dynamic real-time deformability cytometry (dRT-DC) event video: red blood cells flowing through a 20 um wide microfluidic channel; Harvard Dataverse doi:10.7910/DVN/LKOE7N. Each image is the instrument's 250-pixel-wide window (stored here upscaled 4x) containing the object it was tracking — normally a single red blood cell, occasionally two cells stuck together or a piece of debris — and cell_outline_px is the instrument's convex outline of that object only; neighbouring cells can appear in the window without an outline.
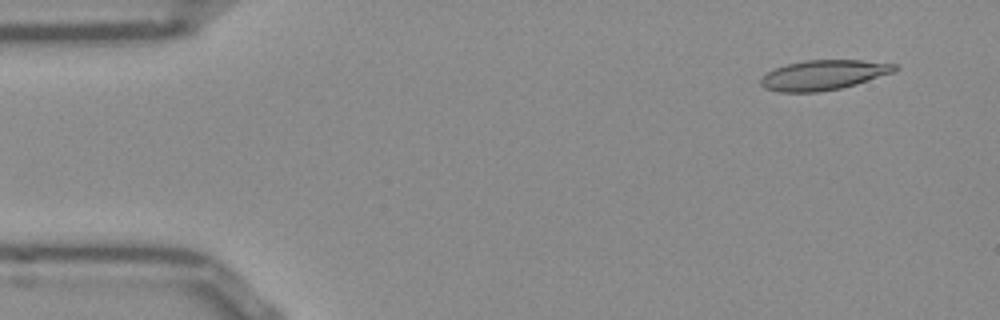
{"species": "Egyptian fruit bat (a non-hibernating species)", "species_latin": "Rousettus aegyptiacus", "temperature_condition": "room temperature", "stored_images_in_passage": 52, "camera_frame_rate_fps": 3000, "um_per_image_px": 0.085, "frame": {"image": 1, "passage_image": 4, "time_ms": 1.0, "image_size_px": [1000, 320], "cell_outline_px": [[900, 68], [892, 72], [856, 84], [840, 88], [820, 92], [780, 92], [764, 88], [760, 84], [760, 80], [768, 72], [776, 68], [788, 64], [804, 60], [860, 60], [896, 64]], "centroid_in_image_um": [69.99, 6.38], "position_along_channel_um": 15.0, "area_um2": 23.12}}
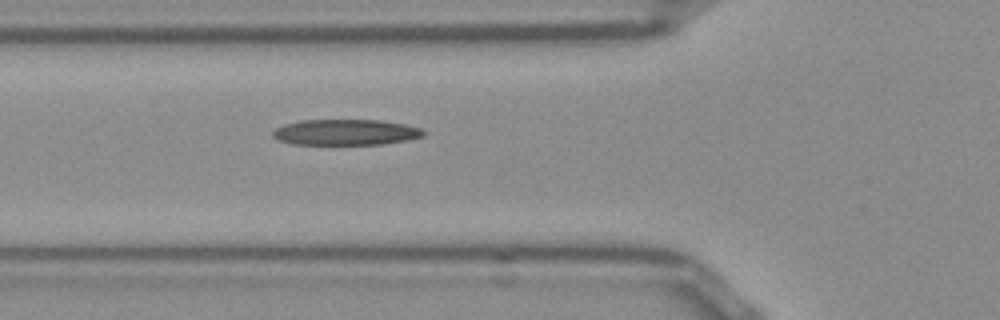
{"frame": {"image": 2, "passage_image": 18, "time_ms": 5.667, "image_size_px": [1000, 320], "cell_outline_px": [[428, 132], [424, 136], [384, 144], [288, 144], [276, 140], [272, 136], [272, 132], [276, 128], [284, 124], [300, 120], [380, 120], [404, 124], [420, 128]], "centroid_in_image_um": [29.34, 11.24], "position_along_channel_um": 96.5, "area_um2": 22.77}}
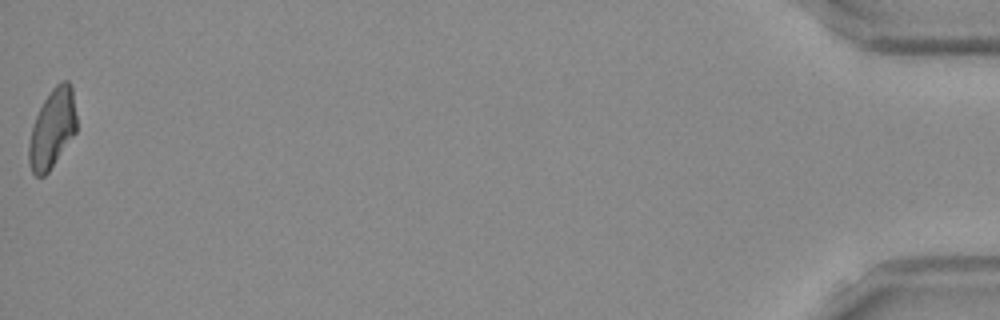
{"frame": {"image": 3, "passage_image": 52, "time_ms": 17.0, "image_size_px": [1000, 320], "cell_outline_px": [[76, 132], [48, 172], [44, 176], [36, 176], [32, 172], [28, 160], [28, 140], [36, 116], [44, 100], [52, 88], [60, 80], [68, 80], [72, 88], [76, 116]], "centroid_in_image_um": [4.43, 10.93], "position_along_channel_um": 430.8, "area_um2": 21.85}, "authors_computed_cell_mechanics": {"area_um2": 22.9755, "velocity_mm_per_s": 3.8623, "shape_relaxation_time_tau1_ms": null, "shape_relaxation_time_tau2_ms": 6.8403, "deformation_change_tau1": null, "deformation_change_tau2": 0.1915}}